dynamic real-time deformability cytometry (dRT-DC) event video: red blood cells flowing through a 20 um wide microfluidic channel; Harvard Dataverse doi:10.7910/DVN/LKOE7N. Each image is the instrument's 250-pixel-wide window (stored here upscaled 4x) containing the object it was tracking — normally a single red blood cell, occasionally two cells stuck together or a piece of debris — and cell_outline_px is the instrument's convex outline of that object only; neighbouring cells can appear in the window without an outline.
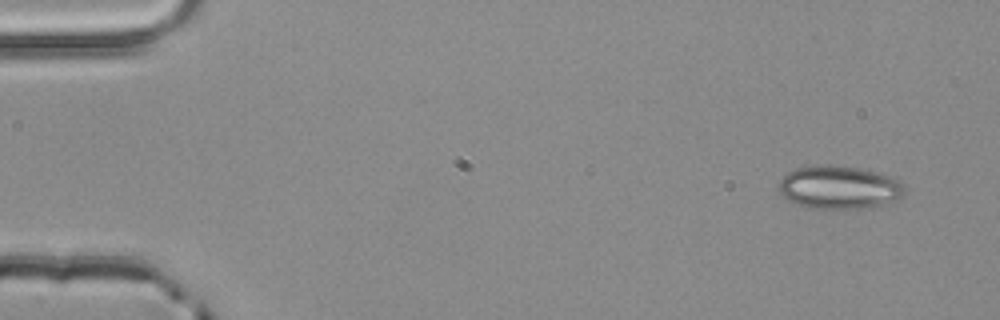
{"species": "common noctule bat (a hibernating species)", "species_latin": "Nyctalus noctula", "temperature_condition": "room temperature", "stored_images_in_passage": 5, "camera_frame_rate_fps": 3000, "um_per_image_px": 0.085, "animal": {"sex": "male", "body_mass_g": 20.4}, "frame": {"image": 1, "passage_image": 1, "time_ms": 0.0, "image_size_px": [1000, 320], "cell_outline_px": [[904, 196], [896, 200], [872, 208], [808, 208], [788, 200], [780, 192], [780, 180], [788, 172], [796, 168], [856, 168], [888, 176], [904, 184]], "centroid_in_image_um": [71.36, 15.99], "position_along_channel_um": 13.6, "area_um2": 30.4}}
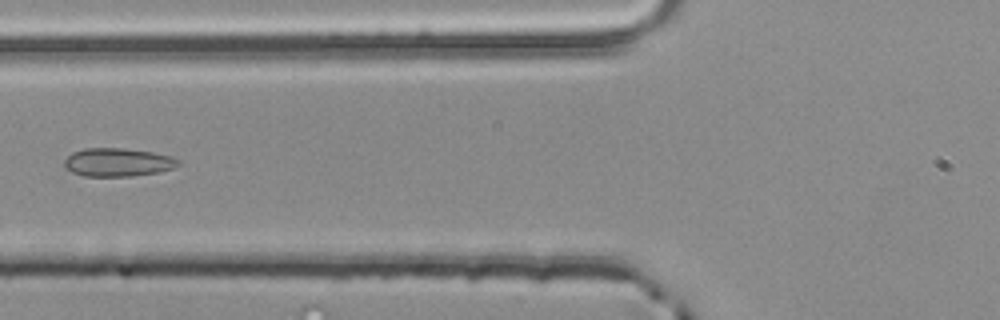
{"frame": {"image": 2, "passage_image": 5, "time_ms": 1.333, "image_size_px": [1000, 320], "cell_outline_px": [[180, 164], [172, 168], [160, 172], [132, 176], [84, 176], [72, 172], [64, 164], [64, 160], [72, 152], [84, 148], [124, 148], [152, 152], [168, 156], [180, 160]], "centroid_in_image_um": [10.0, 13.79], "position_along_channel_um": 115.8, "area_um2": 18.73}}